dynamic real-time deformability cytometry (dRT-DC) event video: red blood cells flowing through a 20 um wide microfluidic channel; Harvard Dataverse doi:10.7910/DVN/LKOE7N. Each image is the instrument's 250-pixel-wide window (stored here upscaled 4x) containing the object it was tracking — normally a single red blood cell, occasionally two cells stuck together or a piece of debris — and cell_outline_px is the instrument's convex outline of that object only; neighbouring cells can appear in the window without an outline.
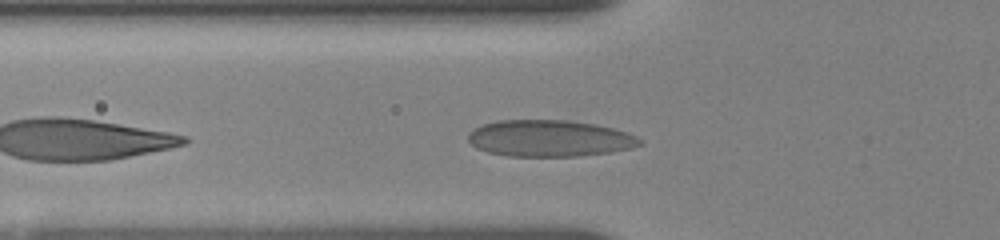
{"species": "human", "species_latin": "Homo sapiens", "temperature_condition": "room temperature", "stored_images_in_passage": 13, "camera_frame_rate_fps": 3000, "um_per_image_px": 0.085, "donor": {"sex": "female"}, "frame": {"image": 1, "passage_image": 5, "time_ms": 1.0, "image_size_px": [1000, 240], "cell_outline_px": [[644, 144], [632, 148], [608, 152], [580, 156], [508, 156], [488, 152], [476, 148], [468, 140], [468, 132], [484, 124], [496, 120], [568, 120], [596, 124], [628, 132], [644, 140]], "centroid_in_image_um": [46.74, 11.76], "position_along_channel_um": 79.1, "area_um2": 36.76}}
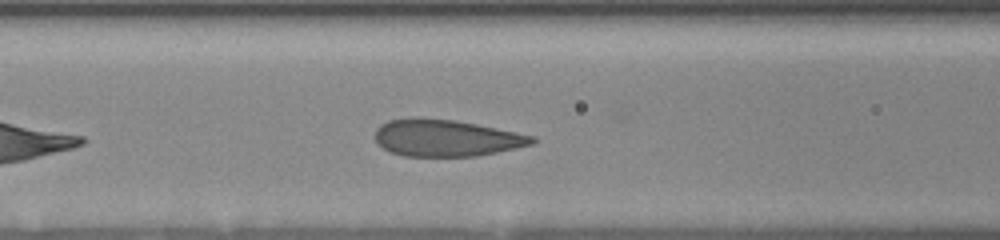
{"frame": {"image": 2, "passage_image": 9, "time_ms": 2.333, "image_size_px": [1000, 240], "cell_outline_px": [[536, 140], [532, 144], [496, 152], [476, 156], [404, 156], [388, 152], [376, 144], [376, 128], [380, 124], [388, 120], [416, 116], [452, 120], [476, 124], [536, 136]], "centroid_in_image_um": [37.85, 11.72], "position_along_channel_um": 128.7, "area_um2": 33.87}}
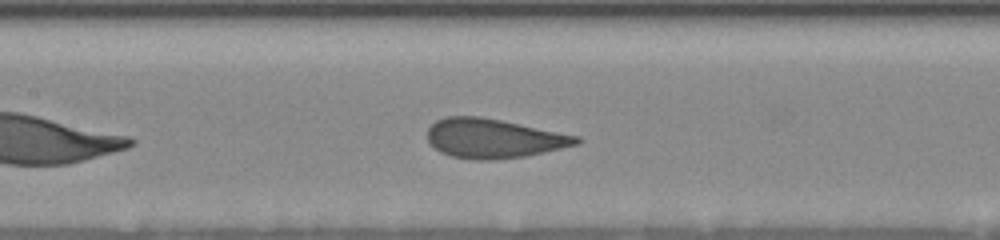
{"frame": {"image": 3, "passage_image": 13, "time_ms": 3.333, "image_size_px": [1000, 240], "cell_outline_px": [[584, 140], [580, 144], [544, 152], [524, 156], [488, 160], [472, 160], [452, 156], [440, 152], [428, 140], [428, 128], [436, 120], [444, 116], [480, 116], [580, 136]], "centroid_in_image_um": [41.98, 11.76], "position_along_channel_um": 165.4, "area_um2": 34.1}}